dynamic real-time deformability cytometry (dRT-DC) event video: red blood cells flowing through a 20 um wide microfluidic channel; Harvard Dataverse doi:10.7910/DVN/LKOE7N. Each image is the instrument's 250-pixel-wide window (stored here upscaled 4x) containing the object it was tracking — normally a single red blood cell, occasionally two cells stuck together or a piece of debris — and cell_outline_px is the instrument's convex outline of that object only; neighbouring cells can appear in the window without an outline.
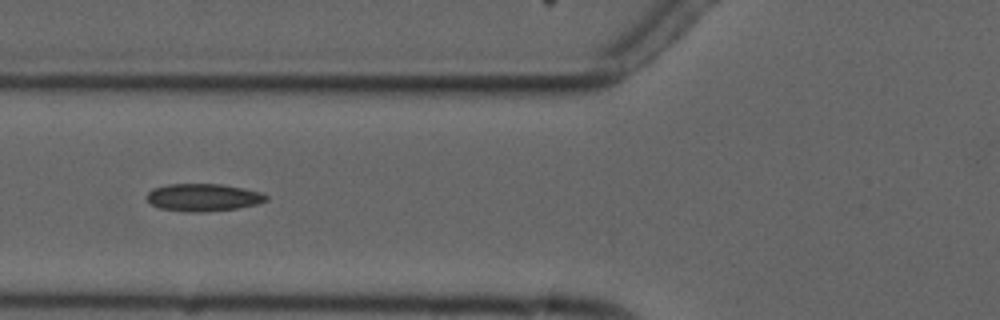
{"species": "common noctule bat (a hibernating species)", "species_latin": "Nyctalus noctula", "temperature_condition": "cold", "stored_images_in_passage": 10, "camera_frame_rate_fps": 3000, "um_per_image_px": 0.085, "animal": {"sex": "male", "forearm_length_mm": 52.5}, "frame": {"image": 1, "passage_image": 5, "time_ms": 6.667, "image_size_px": [1000, 320], "cell_outline_px": [[268, 200], [256, 204], [236, 208], [204, 212], [188, 212], [160, 208], [152, 204], [148, 200], [148, 192], [152, 188], [168, 184], [220, 184], [244, 188], [260, 192], [268, 196]], "centroid_in_image_um": [17.28, 16.77], "position_along_channel_um": 108.5, "area_um2": 19.02}}
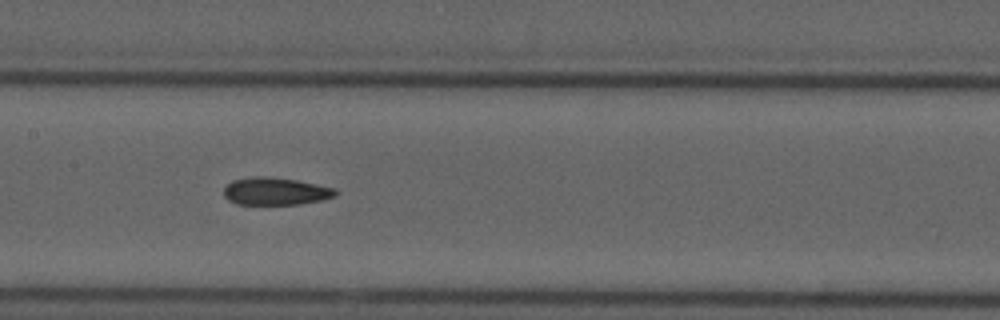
{"frame": {"image": 2, "passage_image": 7, "time_ms": 8.667, "image_size_px": [1000, 320], "cell_outline_px": [[340, 192], [336, 196], [320, 200], [300, 204], [236, 204], [228, 200], [224, 196], [224, 188], [232, 180], [252, 176], [268, 176], [296, 180], [336, 188]], "centroid_in_image_um": [23.43, 16.25], "position_along_channel_um": 184.0, "area_um2": 18.03}}
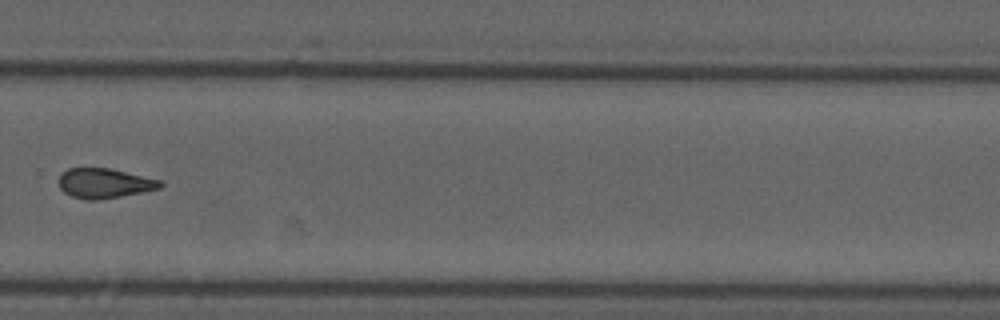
{"frame": {"image": 3, "passage_image": 10, "time_ms": 12.333, "image_size_px": [1000, 320], "cell_outline_px": [[164, 184], [160, 188], [120, 196], [96, 200], [88, 200], [72, 196], [64, 192], [60, 188], [60, 172], [68, 168], [108, 168], [164, 180]], "centroid_in_image_um": [8.89, 15.56], "position_along_channel_um": 320.9, "area_um2": 17.57}}